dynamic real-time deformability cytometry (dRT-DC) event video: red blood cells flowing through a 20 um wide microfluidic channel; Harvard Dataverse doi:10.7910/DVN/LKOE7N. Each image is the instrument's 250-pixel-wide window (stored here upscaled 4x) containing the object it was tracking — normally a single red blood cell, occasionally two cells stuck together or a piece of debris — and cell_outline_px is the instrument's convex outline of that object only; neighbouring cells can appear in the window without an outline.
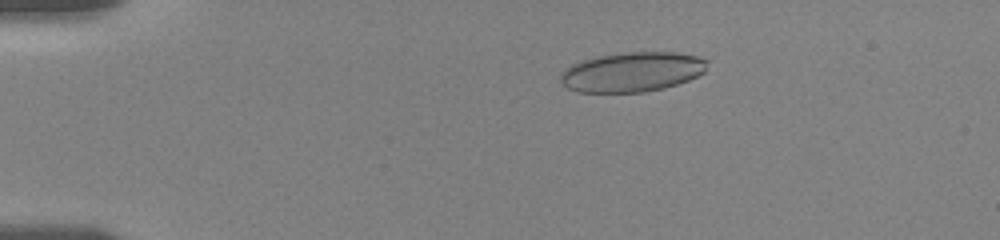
{"species": "human", "species_latin": "Homo sapiens", "temperature_condition": "room temperature", "stored_images_in_passage": 56, "camera_frame_rate_fps": 3000, "um_per_image_px": 0.085, "donor": {"sex": "female"}, "frame": {"image": 1, "passage_image": 11, "time_ms": 3.333, "image_size_px": [1000, 240], "cell_outline_px": [[708, 60], [704, 72], [688, 80], [664, 88], [644, 92], [576, 92], [568, 88], [560, 80], [560, 72], [564, 68], [572, 64], [584, 60], [600, 56], [620, 52], [676, 52], [696, 56]], "centroid_in_image_um": [53.71, 6.11], "position_along_channel_um": 31.3, "area_um2": 33.93}}
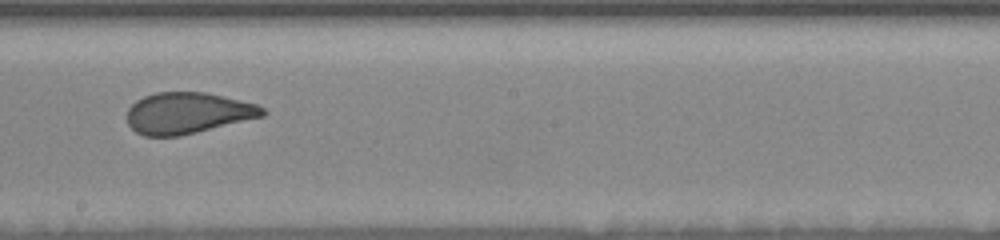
{"frame": {"image": 2, "passage_image": 33, "time_ms": 10.667, "image_size_px": [1000, 240], "cell_outline_px": [[268, 112], [264, 116], [180, 136], [144, 136], [136, 132], [128, 124], [128, 108], [136, 100], [144, 96], [156, 92], [204, 92], [256, 104], [264, 108]], "centroid_in_image_um": [15.94, 9.61], "position_along_channel_um": 232.3, "area_um2": 32.43}}
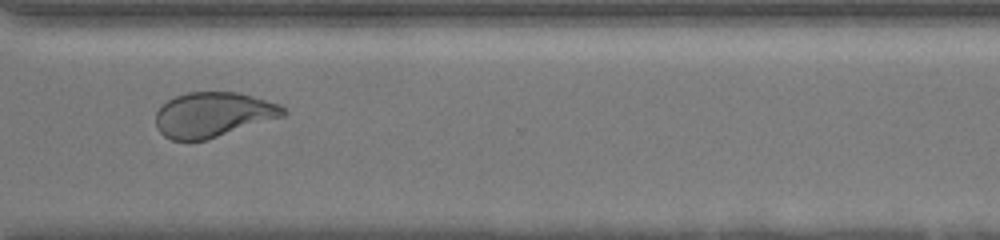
{"frame": {"image": 3, "passage_image": 43, "time_ms": 14.0, "image_size_px": [1000, 240], "cell_outline_px": [[288, 112], [284, 116], [208, 140], [172, 140], [164, 136], [156, 128], [156, 112], [168, 100], [176, 96], [188, 92], [236, 92], [252, 96], [280, 104]], "centroid_in_image_um": [18.12, 9.75], "position_along_channel_um": 352.5, "area_um2": 33.35}, "authors_computed_cell_mechanics": {"area_um2": 34.4488, "velocity_mm_per_s": 3.6144, "shape_relaxation_time_tau1_ms": 7.2183, "shape_relaxation_time_tau2_ms": 0.9369, "deformation_change_tau1": 0.1792, "deformation_change_tau2": 0.0737}}